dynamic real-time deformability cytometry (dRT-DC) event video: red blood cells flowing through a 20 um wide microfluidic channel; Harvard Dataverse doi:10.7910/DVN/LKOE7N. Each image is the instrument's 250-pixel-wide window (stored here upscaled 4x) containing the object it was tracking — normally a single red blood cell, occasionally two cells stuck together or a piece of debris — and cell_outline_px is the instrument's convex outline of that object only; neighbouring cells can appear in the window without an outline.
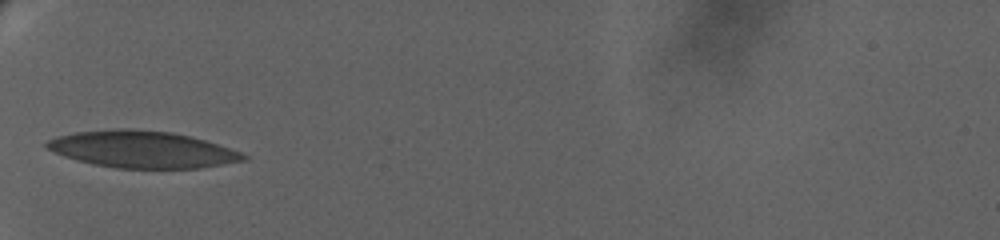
{"species": "human", "species_latin": "Homo sapiens", "temperature_condition": "warm", "stored_images_in_passage": 45, "camera_frame_rate_fps": 3000, "um_per_image_px": 0.085, "donor": {"sex": "female"}, "frame": {"image": 1, "passage_image": 1, "time_ms": 0.0, "image_size_px": [1000, 240], "cell_outline_px": [[248, 160], [200, 168], [116, 168], [92, 164], [76, 160], [64, 156], [44, 148], [44, 144], [48, 140], [56, 136], [76, 132], [116, 128], [132, 128], [172, 132], [192, 136], [240, 152], [248, 156]], "centroid_in_image_um": [12.05, 12.69], "position_along_channel_um": 72.9, "area_um2": 42.43}}
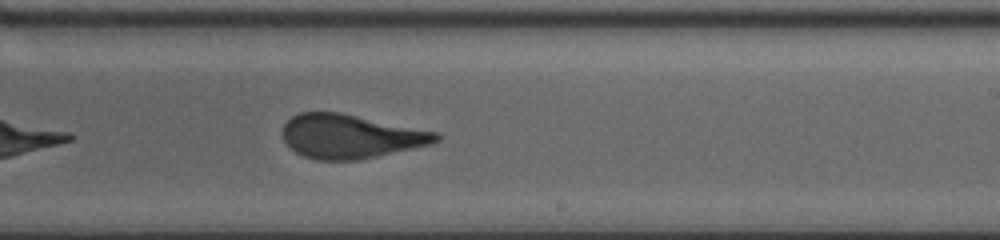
{"frame": {"image": 2, "passage_image": 21, "time_ms": 6.0, "image_size_px": [1000, 240], "cell_outline_px": [[440, 140], [432, 144], [376, 156], [356, 160], [316, 160], [304, 156], [296, 152], [284, 140], [280, 132], [284, 124], [292, 116], [300, 112], [340, 112], [440, 132]], "centroid_in_image_um": [29.8, 11.58], "position_along_channel_um": 259.2, "area_um2": 39.42}}
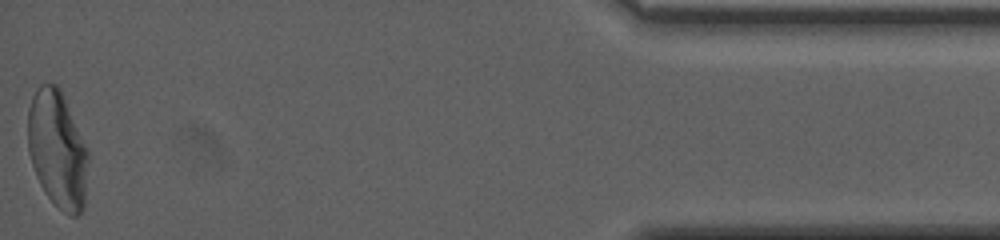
{"frame": {"image": 3, "passage_image": 45, "time_ms": 13.333, "image_size_px": [1000, 240], "cell_outline_px": [[88, 160], [84, 208], [76, 216], [72, 216], [64, 212], [44, 192], [36, 176], [28, 152], [28, 108], [32, 96], [36, 88], [40, 84], [56, 84], [60, 88], [64, 96], [88, 148]], "centroid_in_image_um": [4.88, 12.67], "position_along_channel_um": 430.3, "area_um2": 41.38}, "authors_computed_cell_mechanics": {"area_um2": 40.9224, "velocity_mm_per_s": 3.2096, "shape_relaxation_time_tau1_ms": 9.0027, "shape_relaxation_time_tau2_ms": 1.1399, "deformation_change_tau1": 0.2476, "deformation_change_tau2": 0.0968}}